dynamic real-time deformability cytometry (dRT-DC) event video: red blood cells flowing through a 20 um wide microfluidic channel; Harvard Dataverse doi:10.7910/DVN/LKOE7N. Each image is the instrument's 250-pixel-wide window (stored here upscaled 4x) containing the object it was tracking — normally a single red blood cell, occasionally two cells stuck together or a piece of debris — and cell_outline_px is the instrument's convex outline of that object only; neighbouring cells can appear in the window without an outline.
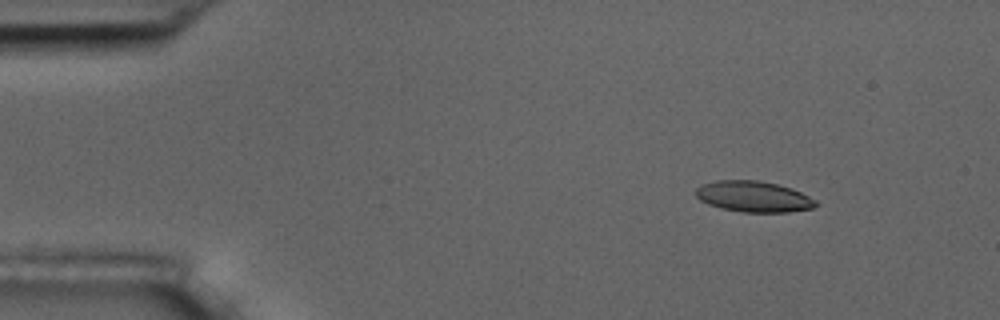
{"species": "common noctule bat (a hibernating species)", "species_latin": "Nyctalus noctula", "temperature_condition": "room temperature", "stored_images_in_passage": 4, "camera_frame_rate_fps": 3000, "um_per_image_px": 0.085, "animal": {"sex": "male", "body_mass_g": 17.5, "forearm_length_mm": 52.3}, "frame": {"image": 1, "passage_image": 2, "time_ms": 1.0, "image_size_px": [1000, 320], "cell_outline_px": [[820, 204], [812, 208], [788, 212], [740, 212], [720, 208], [708, 204], [700, 200], [696, 196], [696, 188], [700, 184], [716, 180], [760, 180], [792, 188], [816, 200]], "centroid_in_image_um": [64.04, 16.7], "position_along_channel_um": 21.0, "area_um2": 21.79}}
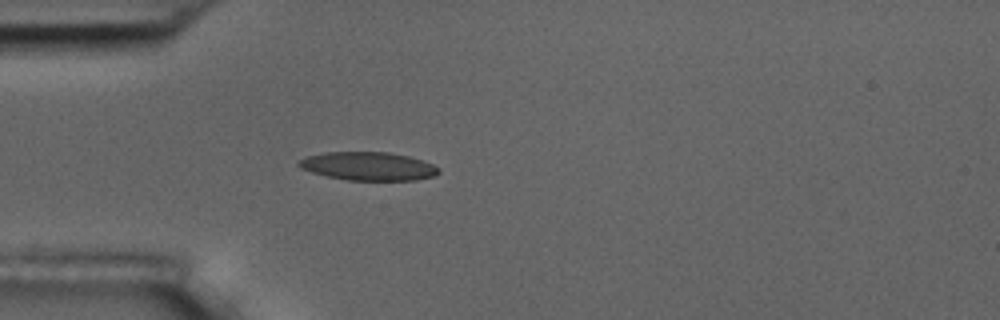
{"frame": {"image": 2, "passage_image": 4, "time_ms": 4.0, "image_size_px": [1000, 320], "cell_outline_px": [[440, 172], [436, 176], [416, 180], [348, 180], [328, 176], [312, 172], [300, 168], [296, 164], [300, 160], [308, 156], [324, 152], [388, 152], [408, 156], [432, 164], [440, 168]], "centroid_in_image_um": [31.32, 14.13], "position_along_channel_um": 53.7, "area_um2": 23.06}}